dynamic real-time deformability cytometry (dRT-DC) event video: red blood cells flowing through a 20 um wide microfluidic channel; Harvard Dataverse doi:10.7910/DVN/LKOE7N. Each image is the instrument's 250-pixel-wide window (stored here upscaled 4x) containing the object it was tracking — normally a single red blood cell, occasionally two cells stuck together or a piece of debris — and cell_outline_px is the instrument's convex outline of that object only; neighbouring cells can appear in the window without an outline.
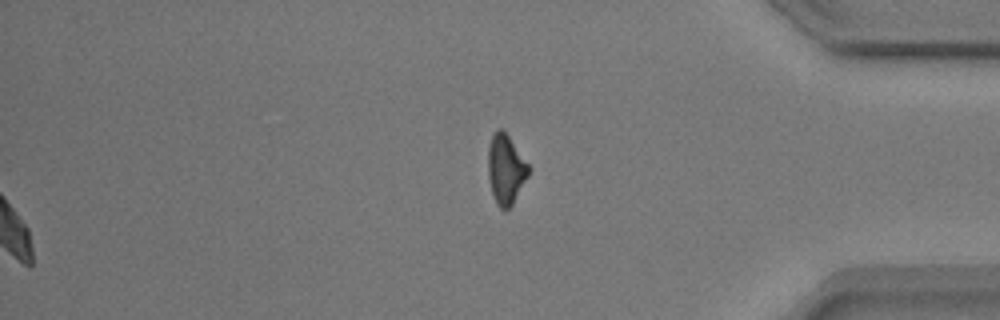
{"species": "common noctule bat (a hibernating species)", "species_latin": "Nyctalus noctula", "temperature_condition": "warm", "stored_images_in_passage": 52, "segment_of_instrument_passage": [2, 2], "camera_frame_rate_fps": 3000, "um_per_image_px": 0.085, "animal": {"sex": "male", "body_mass_g": 17.9}, "frame": {"image": 1, "passage_image": 52, "time_ms": 17.0, "image_size_px": [1000, 320], "cell_outline_px": [[532, 168], [528, 176], [512, 204], [508, 208], [500, 208], [496, 204], [492, 192], [488, 176], [488, 148], [492, 136], [500, 128], [504, 128]], "centroid_in_image_um": [43.01, 14.34], "position_along_channel_um": 392.2, "area_um2": 16.53}}